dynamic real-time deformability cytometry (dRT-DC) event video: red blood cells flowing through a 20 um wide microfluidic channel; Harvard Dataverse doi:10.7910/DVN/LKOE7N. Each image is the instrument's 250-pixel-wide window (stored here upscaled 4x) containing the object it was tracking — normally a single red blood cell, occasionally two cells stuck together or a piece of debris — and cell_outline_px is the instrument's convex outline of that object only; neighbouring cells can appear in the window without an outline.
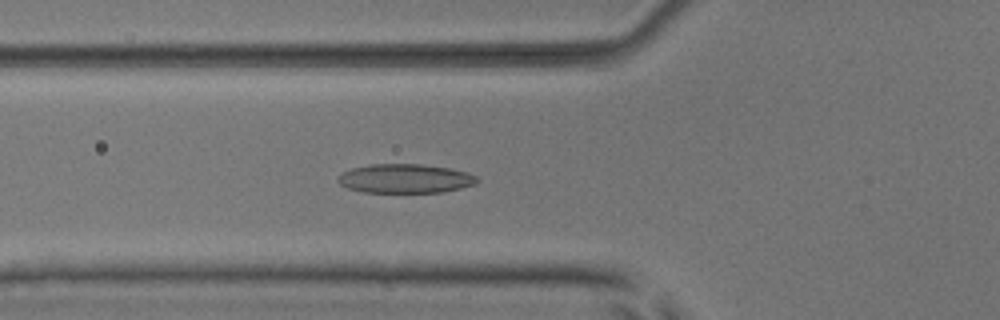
{"species": "common noctule bat (a hibernating species)", "species_latin": "Nyctalus noctula", "temperature_condition": "room temperature", "stored_images_in_passage": 32, "camera_frame_rate_fps": 3000, "um_per_image_px": 0.085, "animal": {"sex": "male", "body_mass_g": 17.9, "forearm_length_mm": 54.2}, "frame": {"image": 1, "passage_image": 8, "time_ms": 2.333, "image_size_px": [1000, 320], "cell_outline_px": [[480, 180], [476, 184], [460, 188], [440, 192], [364, 192], [348, 188], [340, 184], [336, 180], [344, 172], [352, 168], [368, 164], [420, 164], [448, 168], [468, 172], [476, 176]], "centroid_in_image_um": [34.45, 15.17], "position_along_channel_um": 91.3, "area_um2": 23.47}}
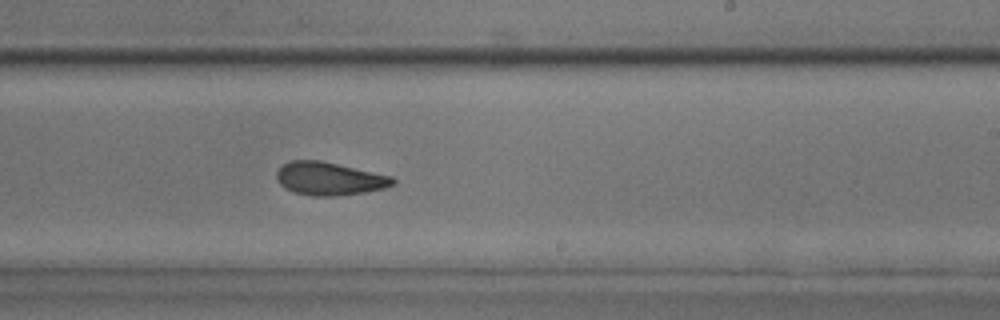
{"frame": {"image": 2, "passage_image": 21, "time_ms": 6.667, "image_size_px": [1000, 320], "cell_outline_px": [[396, 184], [384, 188], [364, 192], [340, 196], [312, 196], [296, 192], [284, 188], [280, 184], [276, 176], [276, 172], [284, 164], [292, 160], [320, 160], [392, 176], [396, 180]], "centroid_in_image_um": [28.01, 15.19], "position_along_channel_um": 261.0, "area_um2": 22.37}}
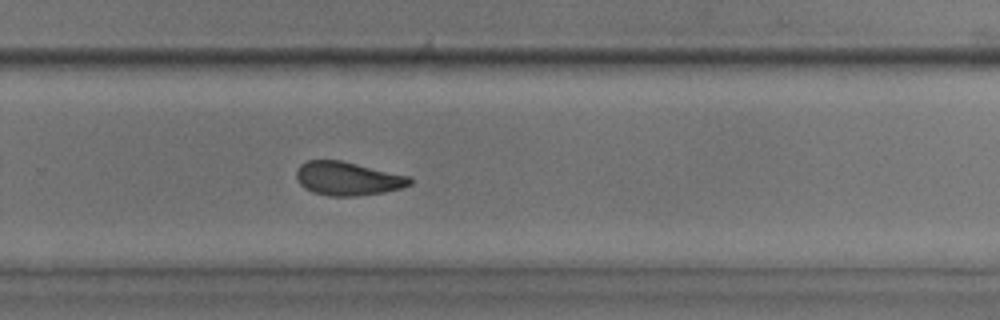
{"frame": {"image": 3, "passage_image": 24, "time_ms": 7.667, "image_size_px": [1000, 320], "cell_outline_px": [[412, 184], [400, 188], [384, 192], [356, 196], [328, 196], [312, 192], [304, 188], [296, 180], [296, 172], [300, 164], [308, 160], [340, 160], [408, 176], [412, 180]], "centroid_in_image_um": [29.51, 15.18], "position_along_channel_um": 300.3, "area_um2": 22.14}, "authors_computed_cell_mechanics": {"area_um2": 22.4264, "velocity_mm_per_s": 3.9218, "shape_relaxation_time_tau1_ms": 5.2234, "shape_relaxation_time_tau2_ms": 2.7305, "deformation_change_tau1": 0.152, "deformation_change_tau2": 0.0829}}